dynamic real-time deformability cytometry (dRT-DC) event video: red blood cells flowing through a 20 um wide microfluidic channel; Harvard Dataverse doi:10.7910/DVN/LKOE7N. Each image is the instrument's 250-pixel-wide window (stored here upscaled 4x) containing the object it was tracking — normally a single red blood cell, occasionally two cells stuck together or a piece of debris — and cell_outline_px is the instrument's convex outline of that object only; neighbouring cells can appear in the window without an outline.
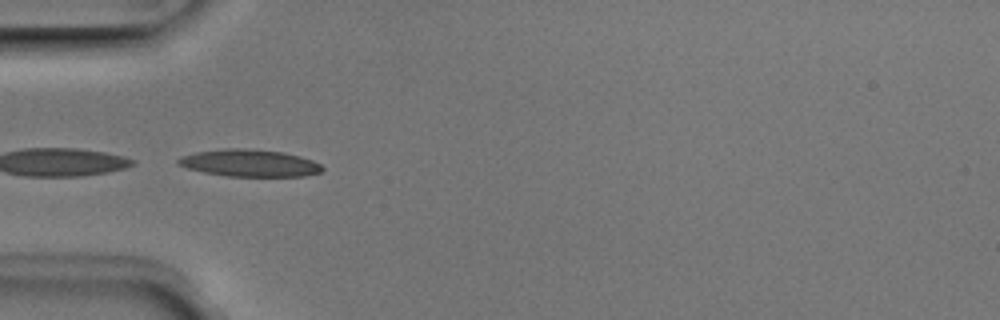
{"species": "Egyptian fruit bat (a non-hibernating species)", "species_latin": "Rousettus aegyptiacus", "temperature_condition": "room temperature", "stored_images_in_passage": 8, "camera_frame_rate_fps": 3000, "um_per_image_px": 0.085, "animal": {"sex": "male"}, "frame": {"image": 1, "passage_image": 5, "time_ms": 1.333, "image_size_px": [1000, 320], "cell_outline_px": [[324, 168], [320, 172], [304, 176], [228, 176], [204, 172], [188, 168], [176, 164], [176, 160], [180, 156], [196, 152], [224, 148], [244, 148], [284, 152], [300, 156], [312, 160], [320, 164]], "centroid_in_image_um": [21.19, 13.85], "position_along_channel_um": 63.8, "area_um2": 22.77}}
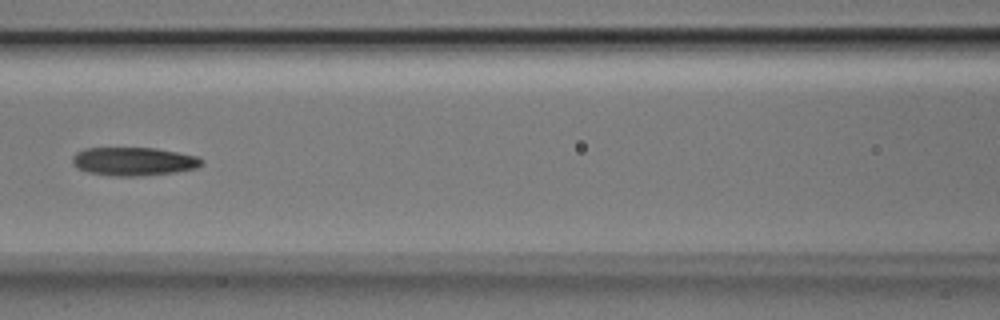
{"frame": {"image": 2, "passage_image": 7, "time_ms": 2.0, "image_size_px": [1000, 320], "cell_outline_px": [[204, 164], [196, 168], [176, 172], [136, 176], [116, 176], [88, 172], [76, 168], [72, 164], [72, 156], [76, 152], [84, 148], [156, 148], [200, 156], [204, 160]], "centroid_in_image_um": [11.38, 13.71], "position_along_channel_um": 155.2, "area_um2": 21.62}}
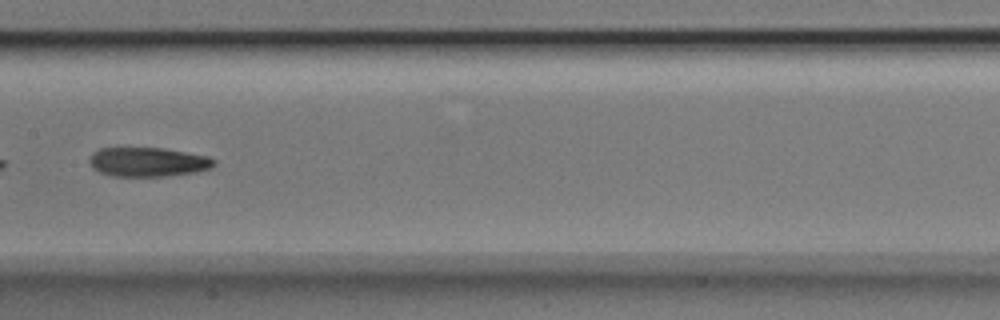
{"frame": {"image": 3, "passage_image": 8, "time_ms": 2.333, "image_size_px": [1000, 320], "cell_outline_px": [[216, 164], [208, 168], [196, 172], [168, 176], [112, 176], [100, 172], [92, 168], [88, 164], [88, 156], [92, 152], [100, 148], [164, 148], [208, 156], [216, 160]], "centroid_in_image_um": [12.53, 13.76], "position_along_channel_um": 194.9, "area_um2": 21.44}}